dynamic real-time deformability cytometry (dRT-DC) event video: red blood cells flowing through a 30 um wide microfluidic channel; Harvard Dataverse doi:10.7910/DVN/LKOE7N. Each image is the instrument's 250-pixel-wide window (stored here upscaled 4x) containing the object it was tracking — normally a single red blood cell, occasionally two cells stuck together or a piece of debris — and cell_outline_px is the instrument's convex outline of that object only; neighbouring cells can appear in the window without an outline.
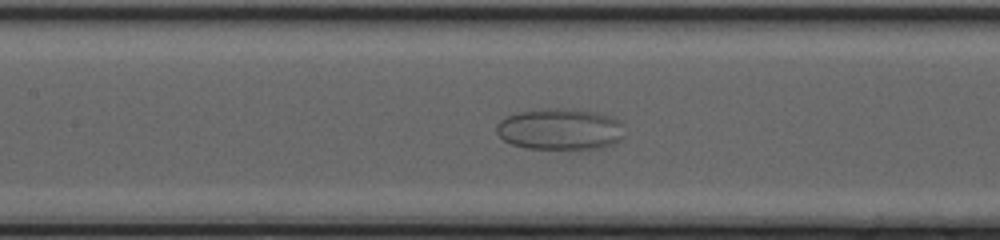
{"species": "common noctule bat (a hibernating species)", "species_latin": "Nyctalus noctula", "temperature_condition": "cold", "stored_images_in_passage": 53, "camera_frame_rate_fps": 3000, "um_per_image_px": 0.085, "animal": {"sex": "female", "body_mass_g": 20.0, "forearm_length_mm": 54.0}, "frame": {"image": 1, "passage_image": 26, "time_ms": 8.333, "image_size_px": [1000, 240], "cell_outline_px": [[620, 140], [612, 144], [600, 148], [528, 148], [512, 144], [504, 140], [496, 132], [496, 124], [500, 120], [508, 116], [520, 112], [548, 108], [552, 108], [596, 112], [608, 116], [616, 120], [620, 124]], "centroid_in_image_um": [47.53, 10.98], "position_along_channel_um": 159.9, "area_um2": 30.0}}